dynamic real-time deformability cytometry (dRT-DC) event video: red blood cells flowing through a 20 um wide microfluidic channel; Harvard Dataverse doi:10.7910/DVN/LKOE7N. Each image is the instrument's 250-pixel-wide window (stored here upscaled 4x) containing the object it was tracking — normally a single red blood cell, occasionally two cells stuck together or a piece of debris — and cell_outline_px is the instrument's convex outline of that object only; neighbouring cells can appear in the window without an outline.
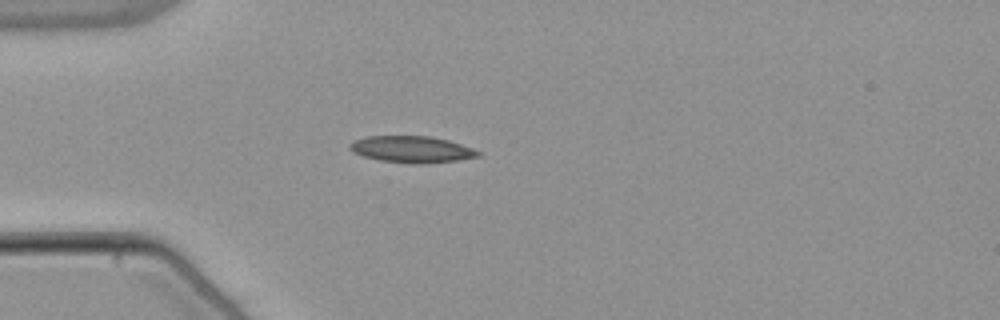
{"species": "common noctule bat (a hibernating species)", "species_latin": "Nyctalus noctula", "temperature_condition": "warm", "stored_images_in_passage": 39, "camera_frame_rate_fps": 3000, "um_per_image_px": 0.085, "animal": {"sex": "male", "body_mass_g": 21.5, "forearm_length_mm": 52.0}, "frame": {"image": 1, "passage_image": 1, "time_ms": 0.0, "image_size_px": [1000, 320], "cell_outline_px": [[480, 156], [456, 160], [420, 164], [412, 164], [380, 160], [364, 156], [352, 152], [348, 148], [348, 144], [352, 140], [364, 136], [432, 136], [448, 140], [472, 148], [480, 152]], "centroid_in_image_um": [34.93, 12.68], "position_along_channel_um": 50.1, "area_um2": 19.94}}
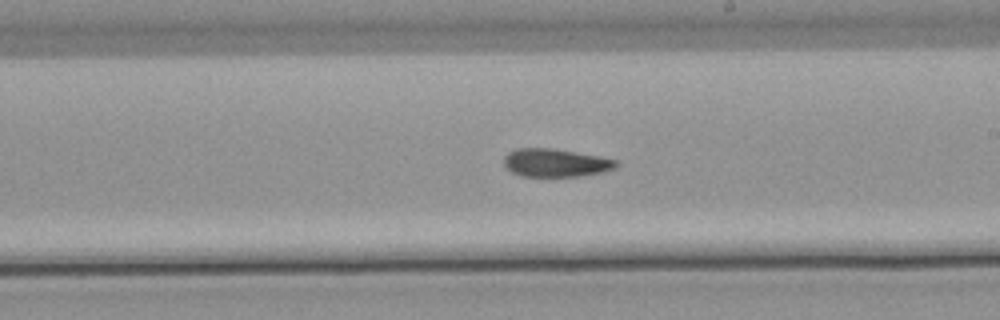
{"frame": {"image": 2, "passage_image": 17, "time_ms": 5.333, "image_size_px": [1000, 320], "cell_outline_px": [[616, 168], [600, 172], [580, 176], [520, 176], [512, 172], [504, 164], [504, 156], [508, 152], [516, 148], [552, 148], [596, 156], [616, 160]], "centroid_in_image_um": [47.16, 13.83], "position_along_channel_um": 241.8, "area_um2": 18.09}}
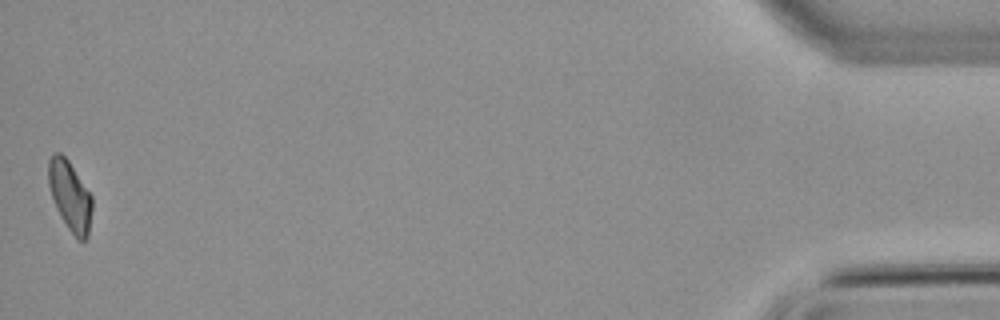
{"frame": {"image": 3, "passage_image": 39, "time_ms": 12.667, "image_size_px": [1000, 320], "cell_outline_px": [[92, 212], [88, 236], [84, 240], [76, 240], [60, 216], [56, 208], [48, 184], [48, 160], [52, 152], [60, 152], [68, 160], [92, 196]], "centroid_in_image_um": [5.94, 16.65], "position_along_channel_um": 429.3, "area_um2": 17.86}}